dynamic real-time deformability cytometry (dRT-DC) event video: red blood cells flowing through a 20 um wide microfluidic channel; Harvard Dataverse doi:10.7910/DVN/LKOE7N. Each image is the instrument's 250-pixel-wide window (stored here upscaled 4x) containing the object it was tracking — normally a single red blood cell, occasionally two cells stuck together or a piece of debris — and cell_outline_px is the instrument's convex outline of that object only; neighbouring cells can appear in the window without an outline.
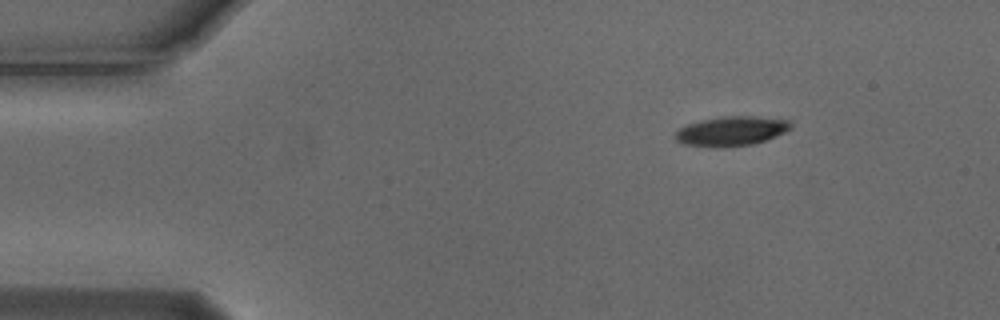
{"species": "Egyptian fruit bat (a non-hibernating species)", "species_latin": "Rousettus aegyptiacus", "temperature_condition": "cold", "stored_images_in_passage": 48, "camera_frame_rate_fps": 3000, "um_per_image_px": 0.085, "animal": {"sex": "male"}, "frame": {"image": 1, "passage_image": 1, "time_ms": 0.0, "image_size_px": [1000, 320], "cell_outline_px": [[792, 128], [784, 132], [764, 140], [752, 144], [716, 148], [684, 144], [676, 140], [676, 132], [680, 128], [688, 124], [700, 120], [724, 116], [752, 116], [788, 120], [792, 124]], "centroid_in_image_um": [62.15, 11.14], "position_along_channel_um": 22.9, "area_um2": 19.65}}
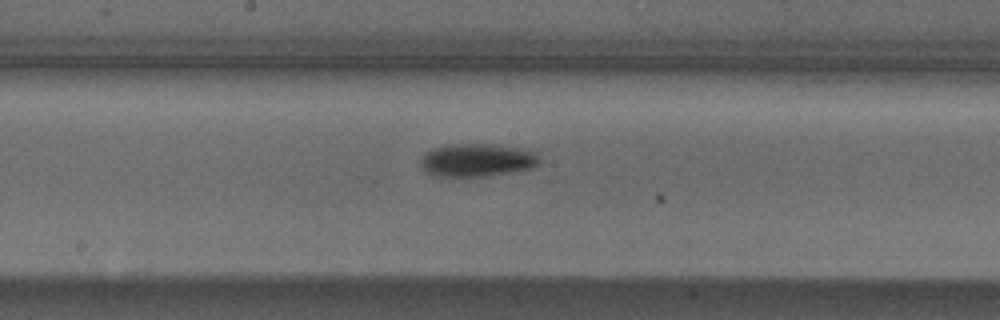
{"frame": {"image": 2, "passage_image": 22, "time_ms": 7.0, "image_size_px": [1000, 320], "cell_outline_px": [[540, 160], [536, 164], [528, 168], [484, 176], [440, 176], [428, 172], [420, 164], [420, 156], [424, 152], [432, 148], [444, 144], [492, 144], [524, 148], [536, 152]], "centroid_in_image_um": [40.5, 13.57], "position_along_channel_um": 207.7, "area_um2": 22.72}}
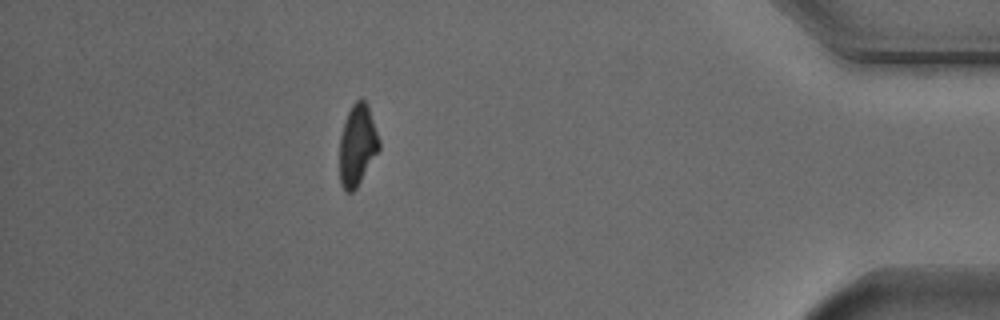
{"frame": {"image": 3, "passage_image": 42, "time_ms": 13.667, "image_size_px": [1000, 320], "cell_outline_px": [[380, 148], [356, 188], [352, 192], [344, 192], [340, 184], [340, 136], [344, 120], [352, 104], [360, 96], [368, 104], [380, 140]], "centroid_in_image_um": [30.37, 12.31], "position_along_channel_um": 404.8, "area_um2": 18.84}, "authors_computed_cell_mechanics": {"area_um2": 20.6346, "velocity_mm_per_s": 3.7262, "shape_relaxation_time_tau1_ms": 2.0404, "shape_relaxation_time_tau2_ms": null, "deformation_change_tau1": 0.1372, "deformation_change_tau2": null}}